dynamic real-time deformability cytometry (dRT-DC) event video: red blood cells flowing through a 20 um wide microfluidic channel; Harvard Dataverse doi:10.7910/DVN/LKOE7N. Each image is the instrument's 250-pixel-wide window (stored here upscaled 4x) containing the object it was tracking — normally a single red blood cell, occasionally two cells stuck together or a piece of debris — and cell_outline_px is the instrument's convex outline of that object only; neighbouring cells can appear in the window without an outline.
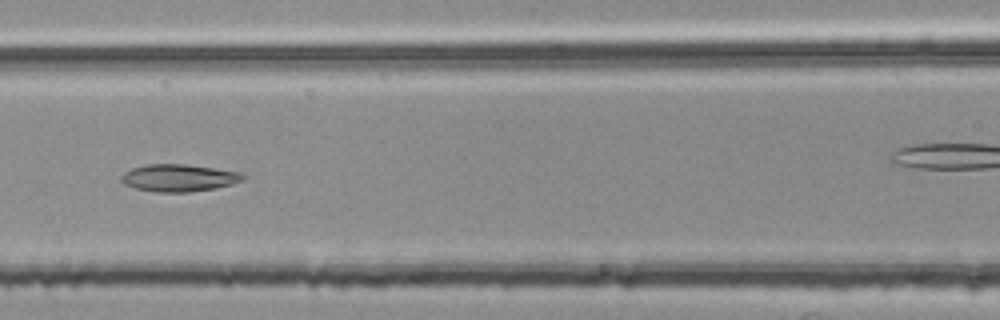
{"species": "common noctule bat (a hibernating species)", "species_latin": "Nyctalus noctula", "temperature_condition": "room temperature", "stored_images_in_passage": 38, "camera_frame_rate_fps": 3000, "um_per_image_px": 0.085, "animal": {"sex": "female", "body_mass_g": 25.1}, "frame": {"image": 1, "passage_image": 9, "time_ms": 2.667, "image_size_px": [1000, 320], "cell_outline_px": [[248, 176], [244, 180], [232, 184], [216, 188], [188, 192], [156, 192], [136, 188], [124, 184], [120, 180], [120, 176], [124, 172], [132, 168], [144, 164], [184, 164], [240, 172]], "centroid_in_image_um": [15.2, 15.12], "position_along_channel_um": 151.4, "area_um2": 19.42}}
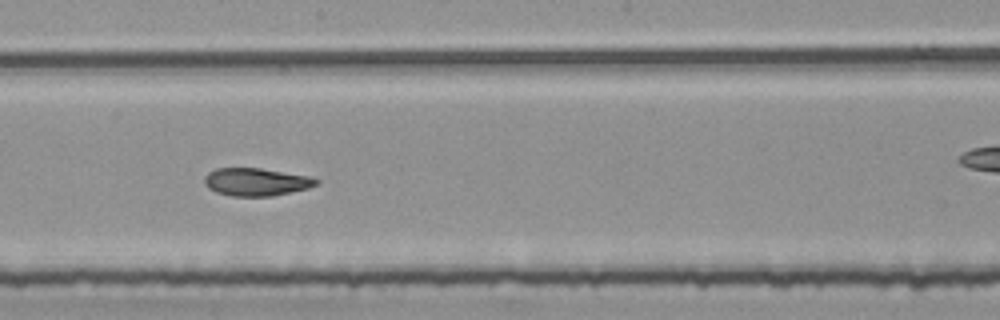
{"frame": {"image": 2, "passage_image": 15, "time_ms": 4.667, "image_size_px": [1000, 320], "cell_outline_px": [[320, 184], [308, 188], [272, 196], [232, 196], [216, 192], [208, 188], [204, 184], [204, 176], [208, 172], [216, 168], [260, 168], [308, 176], [320, 180]], "centroid_in_image_um": [21.76, 15.46], "position_along_channel_um": 226.4, "area_um2": 18.15}}
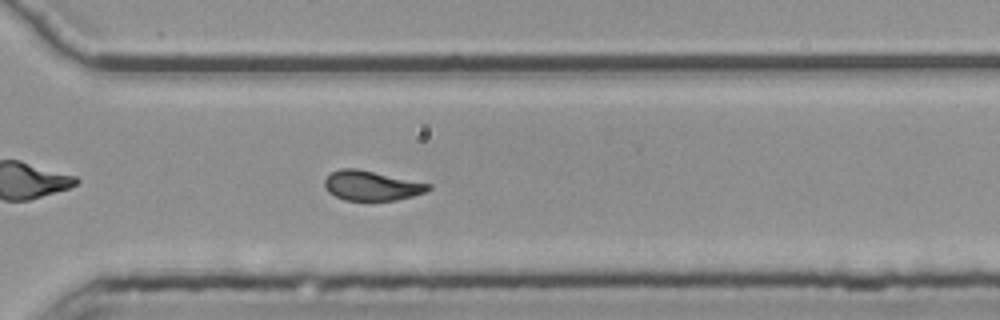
{"frame": {"image": 3, "passage_image": 24, "time_ms": 7.667, "image_size_px": [1000, 320], "cell_outline_px": [[432, 188], [428, 192], [396, 200], [344, 200], [328, 192], [324, 188], [324, 180], [332, 172], [340, 168], [356, 168], [432, 184]], "centroid_in_image_um": [31.6, 15.78], "position_along_channel_um": 339.0, "area_um2": 18.03}, "authors_computed_cell_mechanics": {"area_um2": 18.5538, "velocity_mm_per_s": 3.7591, "shape_relaxation_time_tau1_ms": null, "shape_relaxation_time_tau2_ms": 2.5999, "deformation_change_tau1": null, "deformation_change_tau2": 0.0956}}